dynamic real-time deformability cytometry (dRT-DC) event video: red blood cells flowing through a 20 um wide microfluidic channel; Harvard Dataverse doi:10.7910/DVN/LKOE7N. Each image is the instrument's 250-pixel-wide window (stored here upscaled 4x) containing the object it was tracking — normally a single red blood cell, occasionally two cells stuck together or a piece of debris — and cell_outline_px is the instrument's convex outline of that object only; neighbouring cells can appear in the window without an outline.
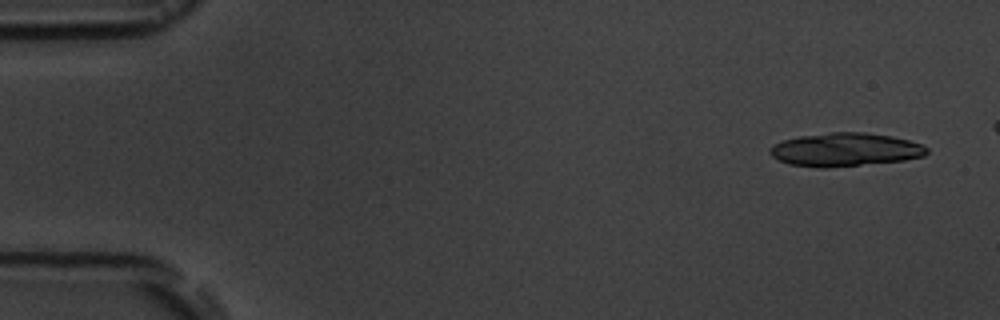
{"species": "common noctule bat (a hibernating species)", "species_latin": "Nyctalus noctula", "temperature_condition": "room temperature", "stored_images_in_passage": 6, "camera_frame_rate_fps": 3000, "um_per_image_px": 0.085, "animal": {"sex": "male", "body_mass_g": 19.5, "forearm_length_mm": 54.6}, "frame": {"image": 1, "passage_image": 1, "time_ms": 0.0, "image_size_px": [1000, 320], "cell_outline_px": [[928, 152], [924, 156], [904, 160], [824, 168], [816, 168], [788, 164], [772, 156], [768, 152], [768, 148], [784, 140], [800, 136], [828, 132], [864, 132], [892, 136], [908, 140], [920, 144], [928, 148]], "centroid_in_image_um": [71.82, 12.72], "position_along_channel_um": 13.2, "area_um2": 30.46}}